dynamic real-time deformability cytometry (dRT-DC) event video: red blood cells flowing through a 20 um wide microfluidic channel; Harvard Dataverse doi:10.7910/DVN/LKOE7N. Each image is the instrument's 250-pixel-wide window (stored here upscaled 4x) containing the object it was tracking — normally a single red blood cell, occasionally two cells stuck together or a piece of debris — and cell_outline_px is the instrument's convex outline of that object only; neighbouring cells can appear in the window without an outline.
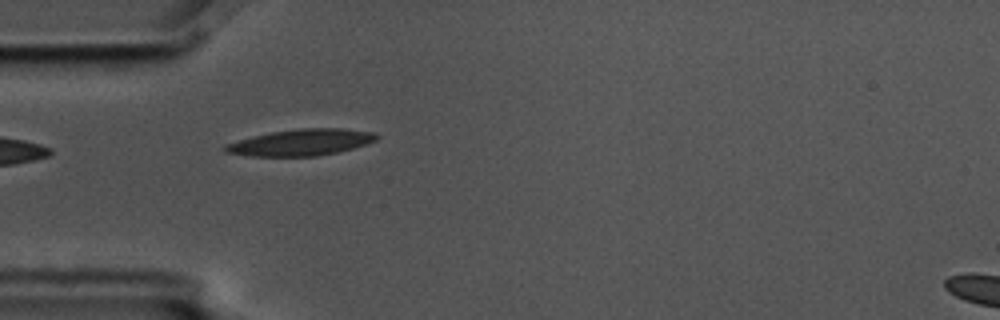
{"species": "common noctule bat (a hibernating species)", "species_latin": "Nyctalus noctula", "temperature_condition": "cold", "stored_images_in_passage": 6, "camera_frame_rate_fps": 3000, "um_per_image_px": 0.085, "animal": {"sex": "male", "body_mass_g": 17.5, "forearm_length_mm": 52.3}, "frame": {"image": 1, "passage_image": 5, "time_ms": 1.333, "image_size_px": [1000, 320], "cell_outline_px": [[380, 136], [376, 140], [368, 144], [336, 152], [316, 156], [252, 156], [224, 152], [220, 148], [224, 144], [252, 136], [272, 132], [300, 128], [344, 128], [372, 132]], "centroid_in_image_um": [25.56, 12.1], "position_along_channel_um": 59.4, "area_um2": 23.35}}